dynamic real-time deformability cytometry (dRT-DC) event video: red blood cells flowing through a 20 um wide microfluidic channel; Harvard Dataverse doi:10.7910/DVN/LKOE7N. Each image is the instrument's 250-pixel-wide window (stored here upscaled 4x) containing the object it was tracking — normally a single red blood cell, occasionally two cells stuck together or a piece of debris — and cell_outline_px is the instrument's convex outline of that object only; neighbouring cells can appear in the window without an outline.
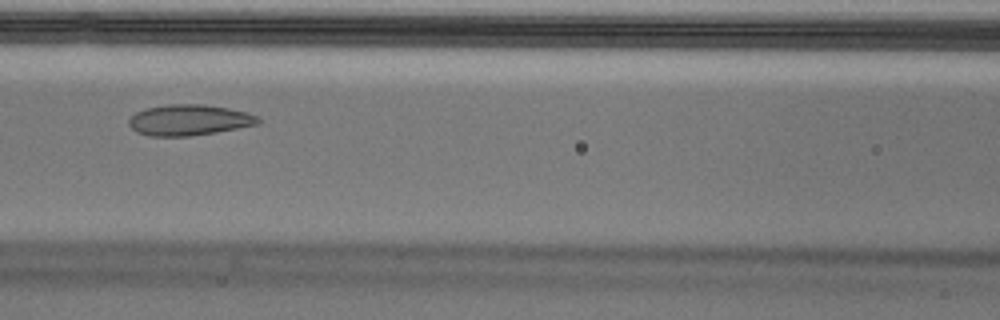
{"species": "Egyptian fruit bat (a non-hibernating species)", "species_latin": "Rousettus aegyptiacus", "temperature_condition": "cold", "stored_images_in_passage": 55, "camera_frame_rate_fps": 3000, "um_per_image_px": 0.085, "animal": {"sex": "male"}, "frame": {"image": 1, "passage_image": 24, "time_ms": 7.667, "image_size_px": [1000, 320], "cell_outline_px": [[260, 124], [216, 132], [188, 136], [148, 136], [136, 132], [128, 124], [128, 120], [136, 112], [148, 108], [168, 104], [204, 104], [228, 108], [248, 112], [256, 116], [260, 120]], "centroid_in_image_um": [16.07, 10.2], "position_along_channel_um": 150.5, "area_um2": 23.24}, "authors_computed_cell_mechanics": {"area_um2": 25.3164, "velocity_mm_per_s": 3.6418, "shape_relaxation_time_tau1_ms": null, "shape_relaxation_time_tau2_ms": 1.2533, "deformation_change_tau1": null, "deformation_change_tau2": 0.066}}